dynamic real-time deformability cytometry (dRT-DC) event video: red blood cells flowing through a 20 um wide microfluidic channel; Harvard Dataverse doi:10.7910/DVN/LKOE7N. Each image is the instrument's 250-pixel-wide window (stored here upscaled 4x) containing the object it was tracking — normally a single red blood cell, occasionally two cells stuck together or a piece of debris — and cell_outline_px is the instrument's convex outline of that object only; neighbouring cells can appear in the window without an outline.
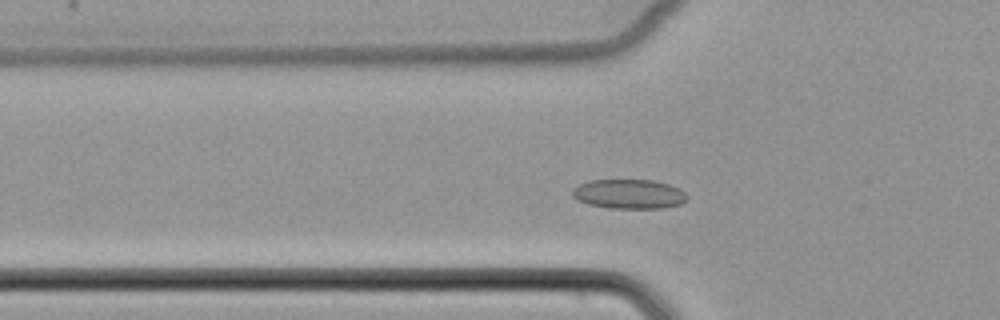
{"species": "common noctule bat (a hibernating species)", "species_latin": "Nyctalus noctula", "temperature_condition": "cold", "stored_images_in_passage": 47, "camera_frame_rate_fps": 3000, "um_per_image_px": 0.085, "animal": {"sex": "female", "body_mass_g": 22.7, "forearm_length_mm": 54.2}, "frame": {"image": 1, "passage_image": 13, "time_ms": 4.0, "image_size_px": [1000, 320], "cell_outline_px": [[688, 200], [680, 204], [664, 208], [612, 208], [588, 204], [576, 200], [572, 196], [572, 188], [588, 180], [652, 180], [668, 184], [680, 188], [688, 196]], "centroid_in_image_um": [53.46, 16.49], "position_along_channel_um": 72.3, "area_um2": 19.83}}
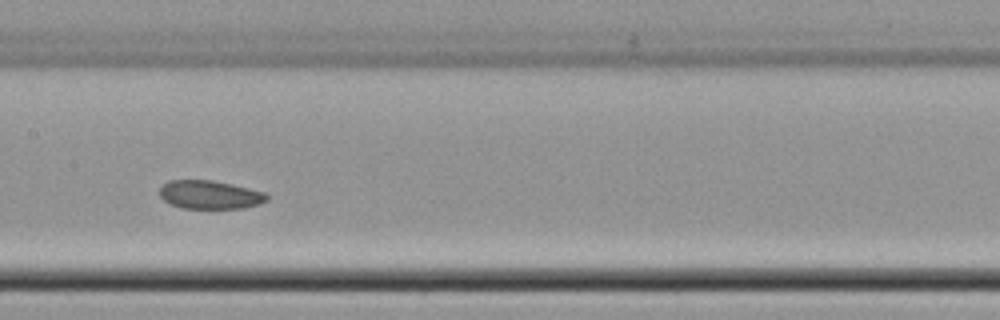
{"frame": {"image": 2, "passage_image": 22, "time_ms": 7.0, "image_size_px": [1000, 320], "cell_outline_px": [[268, 200], [260, 204], [244, 208], [180, 208], [164, 200], [160, 196], [160, 188], [168, 180], [212, 180], [232, 184], [264, 192], [268, 196]], "centroid_in_image_um": [17.85, 16.55], "position_along_channel_um": 189.6, "area_um2": 17.74}}
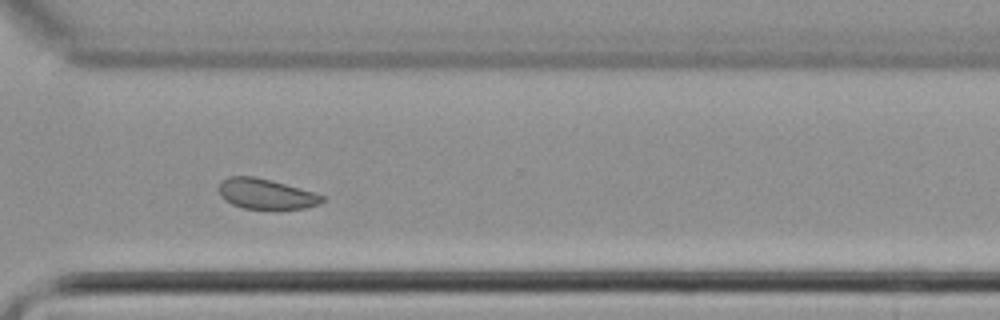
{"frame": {"image": 3, "passage_image": 34, "time_ms": 11.0, "image_size_px": [1000, 320], "cell_outline_px": [[324, 200], [316, 204], [304, 208], [244, 208], [232, 204], [224, 200], [220, 196], [220, 184], [228, 176], [252, 176], [272, 180], [316, 192], [324, 196]], "centroid_in_image_um": [22.61, 16.46], "position_along_channel_um": 348.0, "area_um2": 17.98}}